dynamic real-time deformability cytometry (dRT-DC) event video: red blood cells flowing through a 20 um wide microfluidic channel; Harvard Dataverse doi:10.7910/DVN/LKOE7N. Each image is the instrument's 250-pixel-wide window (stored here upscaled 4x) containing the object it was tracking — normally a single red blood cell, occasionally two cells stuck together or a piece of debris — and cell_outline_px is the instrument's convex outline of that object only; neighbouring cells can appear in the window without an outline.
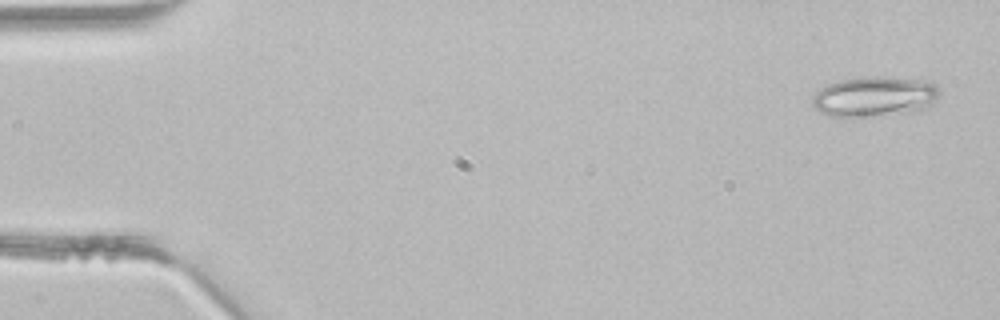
{"species": "common noctule bat (a hibernating species)", "species_latin": "Nyctalus noctula", "temperature_condition": "room temperature", "stored_images_in_passage": 5, "camera_frame_rate_fps": 3000, "um_per_image_px": 0.085, "animal": {"sex": "male", "body_mass_g": 21.5, "forearm_length_mm": 52.0}, "frame": {"image": 1, "passage_image": 1, "time_ms": 0.0, "image_size_px": [1000, 320], "cell_outline_px": [[940, 92], [936, 104], [920, 112], [852, 120], [832, 116], [820, 112], [812, 108], [812, 96], [820, 88], [828, 84], [840, 80], [876, 76], [924, 80], [936, 84], [940, 88]], "centroid_in_image_um": [74.38, 8.28], "position_along_channel_um": 10.6, "area_um2": 31.27}}